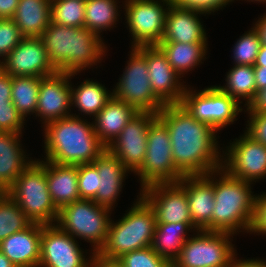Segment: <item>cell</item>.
<instances>
[{
  "label": "cell",
  "instance_id": "816d5d0a",
  "mask_svg": "<svg viewBox=\"0 0 266 267\" xmlns=\"http://www.w3.org/2000/svg\"><path fill=\"white\" fill-rule=\"evenodd\" d=\"M94 267H122L116 261L95 260Z\"/></svg>",
  "mask_w": 266,
  "mask_h": 267
},
{
  "label": "cell",
  "instance_id": "7402d4cb",
  "mask_svg": "<svg viewBox=\"0 0 266 267\" xmlns=\"http://www.w3.org/2000/svg\"><path fill=\"white\" fill-rule=\"evenodd\" d=\"M93 164L97 167L100 175L99 189L93 201L112 210L124 185V177L130 171L107 148Z\"/></svg>",
  "mask_w": 266,
  "mask_h": 267
},
{
  "label": "cell",
  "instance_id": "f35d334b",
  "mask_svg": "<svg viewBox=\"0 0 266 267\" xmlns=\"http://www.w3.org/2000/svg\"><path fill=\"white\" fill-rule=\"evenodd\" d=\"M24 38L12 19H0V57L3 60Z\"/></svg>",
  "mask_w": 266,
  "mask_h": 267
},
{
  "label": "cell",
  "instance_id": "e575fe53",
  "mask_svg": "<svg viewBox=\"0 0 266 267\" xmlns=\"http://www.w3.org/2000/svg\"><path fill=\"white\" fill-rule=\"evenodd\" d=\"M85 0H51V22L83 28Z\"/></svg>",
  "mask_w": 266,
  "mask_h": 267
},
{
  "label": "cell",
  "instance_id": "30bf717a",
  "mask_svg": "<svg viewBox=\"0 0 266 267\" xmlns=\"http://www.w3.org/2000/svg\"><path fill=\"white\" fill-rule=\"evenodd\" d=\"M196 233L189 236L172 267H228L236 253L231 241L234 235L205 230Z\"/></svg>",
  "mask_w": 266,
  "mask_h": 267
},
{
  "label": "cell",
  "instance_id": "f1b7e54d",
  "mask_svg": "<svg viewBox=\"0 0 266 267\" xmlns=\"http://www.w3.org/2000/svg\"><path fill=\"white\" fill-rule=\"evenodd\" d=\"M207 44V42H159L157 46L166 55L171 67L181 77H184L183 75L192 71L206 58Z\"/></svg>",
  "mask_w": 266,
  "mask_h": 267
},
{
  "label": "cell",
  "instance_id": "1f68e13d",
  "mask_svg": "<svg viewBox=\"0 0 266 267\" xmlns=\"http://www.w3.org/2000/svg\"><path fill=\"white\" fill-rule=\"evenodd\" d=\"M117 0H85L84 27L101 36L102 31L113 29L119 21Z\"/></svg>",
  "mask_w": 266,
  "mask_h": 267
},
{
  "label": "cell",
  "instance_id": "7dc6e473",
  "mask_svg": "<svg viewBox=\"0 0 266 267\" xmlns=\"http://www.w3.org/2000/svg\"><path fill=\"white\" fill-rule=\"evenodd\" d=\"M246 111H265L266 112V88L257 92L256 98L246 108Z\"/></svg>",
  "mask_w": 266,
  "mask_h": 267
},
{
  "label": "cell",
  "instance_id": "277c9868",
  "mask_svg": "<svg viewBox=\"0 0 266 267\" xmlns=\"http://www.w3.org/2000/svg\"><path fill=\"white\" fill-rule=\"evenodd\" d=\"M214 180L212 231L233 235L243 230L249 233L257 198L251 190L253 183L234 178L223 168L214 171Z\"/></svg>",
  "mask_w": 266,
  "mask_h": 267
},
{
  "label": "cell",
  "instance_id": "ac0fdd59",
  "mask_svg": "<svg viewBox=\"0 0 266 267\" xmlns=\"http://www.w3.org/2000/svg\"><path fill=\"white\" fill-rule=\"evenodd\" d=\"M145 58L149 81L154 94L166 104H180L187 85L171 67L166 55L157 45L135 47Z\"/></svg>",
  "mask_w": 266,
  "mask_h": 267
},
{
  "label": "cell",
  "instance_id": "9a60e30c",
  "mask_svg": "<svg viewBox=\"0 0 266 267\" xmlns=\"http://www.w3.org/2000/svg\"><path fill=\"white\" fill-rule=\"evenodd\" d=\"M156 117V113L139 112L107 147L130 172L135 173L145 160L149 125Z\"/></svg>",
  "mask_w": 266,
  "mask_h": 267
},
{
  "label": "cell",
  "instance_id": "4316f807",
  "mask_svg": "<svg viewBox=\"0 0 266 267\" xmlns=\"http://www.w3.org/2000/svg\"><path fill=\"white\" fill-rule=\"evenodd\" d=\"M11 19L25 37H40L51 23V0H19Z\"/></svg>",
  "mask_w": 266,
  "mask_h": 267
},
{
  "label": "cell",
  "instance_id": "83f0119b",
  "mask_svg": "<svg viewBox=\"0 0 266 267\" xmlns=\"http://www.w3.org/2000/svg\"><path fill=\"white\" fill-rule=\"evenodd\" d=\"M192 228L187 223H156L152 249L171 264L178 258ZM188 231V232H187Z\"/></svg>",
  "mask_w": 266,
  "mask_h": 267
},
{
  "label": "cell",
  "instance_id": "44dd1931",
  "mask_svg": "<svg viewBox=\"0 0 266 267\" xmlns=\"http://www.w3.org/2000/svg\"><path fill=\"white\" fill-rule=\"evenodd\" d=\"M203 14L206 15L197 10L171 4L166 15L164 36L160 42H208L205 28L199 20Z\"/></svg>",
  "mask_w": 266,
  "mask_h": 267
},
{
  "label": "cell",
  "instance_id": "ba28073f",
  "mask_svg": "<svg viewBox=\"0 0 266 267\" xmlns=\"http://www.w3.org/2000/svg\"><path fill=\"white\" fill-rule=\"evenodd\" d=\"M146 156L135 172L144 189L153 184L177 183L184 175L176 168L167 126L156 117L149 125Z\"/></svg>",
  "mask_w": 266,
  "mask_h": 267
},
{
  "label": "cell",
  "instance_id": "484cf974",
  "mask_svg": "<svg viewBox=\"0 0 266 267\" xmlns=\"http://www.w3.org/2000/svg\"><path fill=\"white\" fill-rule=\"evenodd\" d=\"M21 136L20 133L0 132V187L4 191L34 161L26 157L20 144Z\"/></svg>",
  "mask_w": 266,
  "mask_h": 267
},
{
  "label": "cell",
  "instance_id": "74e56055",
  "mask_svg": "<svg viewBox=\"0 0 266 267\" xmlns=\"http://www.w3.org/2000/svg\"><path fill=\"white\" fill-rule=\"evenodd\" d=\"M78 190L80 199L94 200L99 189L97 167L93 163L77 165Z\"/></svg>",
  "mask_w": 266,
  "mask_h": 267
},
{
  "label": "cell",
  "instance_id": "d6a6232c",
  "mask_svg": "<svg viewBox=\"0 0 266 267\" xmlns=\"http://www.w3.org/2000/svg\"><path fill=\"white\" fill-rule=\"evenodd\" d=\"M41 79L42 77L11 76V101L25 120L30 114L36 115Z\"/></svg>",
  "mask_w": 266,
  "mask_h": 267
},
{
  "label": "cell",
  "instance_id": "3957f363",
  "mask_svg": "<svg viewBox=\"0 0 266 267\" xmlns=\"http://www.w3.org/2000/svg\"><path fill=\"white\" fill-rule=\"evenodd\" d=\"M43 127L47 161L68 165L93 163L106 149L96 135L93 123L79 115L72 114Z\"/></svg>",
  "mask_w": 266,
  "mask_h": 267
},
{
  "label": "cell",
  "instance_id": "f6af8a7d",
  "mask_svg": "<svg viewBox=\"0 0 266 267\" xmlns=\"http://www.w3.org/2000/svg\"><path fill=\"white\" fill-rule=\"evenodd\" d=\"M237 254L235 253L228 265V267H266V261H263L262 259H238L237 260Z\"/></svg>",
  "mask_w": 266,
  "mask_h": 267
},
{
  "label": "cell",
  "instance_id": "7bdbcfd3",
  "mask_svg": "<svg viewBox=\"0 0 266 267\" xmlns=\"http://www.w3.org/2000/svg\"><path fill=\"white\" fill-rule=\"evenodd\" d=\"M249 233L266 235V193L257 195L253 221Z\"/></svg>",
  "mask_w": 266,
  "mask_h": 267
},
{
  "label": "cell",
  "instance_id": "f907efd6",
  "mask_svg": "<svg viewBox=\"0 0 266 267\" xmlns=\"http://www.w3.org/2000/svg\"><path fill=\"white\" fill-rule=\"evenodd\" d=\"M253 66H265L266 67V45L262 44L257 54L255 64Z\"/></svg>",
  "mask_w": 266,
  "mask_h": 267
},
{
  "label": "cell",
  "instance_id": "5b68a950",
  "mask_svg": "<svg viewBox=\"0 0 266 267\" xmlns=\"http://www.w3.org/2000/svg\"><path fill=\"white\" fill-rule=\"evenodd\" d=\"M127 214L116 223L109 222L104 246L95 260L117 261L124 254L152 245L156 217L148 202L139 194Z\"/></svg>",
  "mask_w": 266,
  "mask_h": 267
},
{
  "label": "cell",
  "instance_id": "e0dca14e",
  "mask_svg": "<svg viewBox=\"0 0 266 267\" xmlns=\"http://www.w3.org/2000/svg\"><path fill=\"white\" fill-rule=\"evenodd\" d=\"M0 67L10 76L46 77L58 72L40 37H25L4 60L0 59Z\"/></svg>",
  "mask_w": 266,
  "mask_h": 267
},
{
  "label": "cell",
  "instance_id": "b9f144b4",
  "mask_svg": "<svg viewBox=\"0 0 266 267\" xmlns=\"http://www.w3.org/2000/svg\"><path fill=\"white\" fill-rule=\"evenodd\" d=\"M249 120L245 131L255 141L266 146V112L248 111Z\"/></svg>",
  "mask_w": 266,
  "mask_h": 267
},
{
  "label": "cell",
  "instance_id": "6da1fadb",
  "mask_svg": "<svg viewBox=\"0 0 266 267\" xmlns=\"http://www.w3.org/2000/svg\"><path fill=\"white\" fill-rule=\"evenodd\" d=\"M157 117L167 126L172 158L184 176L206 175L222 168L223 155L212 126L195 119L181 104H166Z\"/></svg>",
  "mask_w": 266,
  "mask_h": 267
},
{
  "label": "cell",
  "instance_id": "d6986e66",
  "mask_svg": "<svg viewBox=\"0 0 266 267\" xmlns=\"http://www.w3.org/2000/svg\"><path fill=\"white\" fill-rule=\"evenodd\" d=\"M77 73L57 72L42 77L37 100L36 117L40 116L42 124L66 118L71 112V77Z\"/></svg>",
  "mask_w": 266,
  "mask_h": 267
},
{
  "label": "cell",
  "instance_id": "7c38bea8",
  "mask_svg": "<svg viewBox=\"0 0 266 267\" xmlns=\"http://www.w3.org/2000/svg\"><path fill=\"white\" fill-rule=\"evenodd\" d=\"M124 3L126 23L133 40L131 46L157 45L164 36L170 0H125Z\"/></svg>",
  "mask_w": 266,
  "mask_h": 267
},
{
  "label": "cell",
  "instance_id": "8992f818",
  "mask_svg": "<svg viewBox=\"0 0 266 267\" xmlns=\"http://www.w3.org/2000/svg\"><path fill=\"white\" fill-rule=\"evenodd\" d=\"M5 193L17 203L32 223L56 224L59 210L51 200L48 190L45 159H34Z\"/></svg>",
  "mask_w": 266,
  "mask_h": 267
},
{
  "label": "cell",
  "instance_id": "c3c4849f",
  "mask_svg": "<svg viewBox=\"0 0 266 267\" xmlns=\"http://www.w3.org/2000/svg\"><path fill=\"white\" fill-rule=\"evenodd\" d=\"M255 84L257 92L266 88V67L254 66Z\"/></svg>",
  "mask_w": 266,
  "mask_h": 267
},
{
  "label": "cell",
  "instance_id": "9c48e42d",
  "mask_svg": "<svg viewBox=\"0 0 266 267\" xmlns=\"http://www.w3.org/2000/svg\"><path fill=\"white\" fill-rule=\"evenodd\" d=\"M121 76L112 90L115 99L135 107L139 112L157 114L165 106L152 91L146 58L135 47H131Z\"/></svg>",
  "mask_w": 266,
  "mask_h": 267
},
{
  "label": "cell",
  "instance_id": "d590c367",
  "mask_svg": "<svg viewBox=\"0 0 266 267\" xmlns=\"http://www.w3.org/2000/svg\"><path fill=\"white\" fill-rule=\"evenodd\" d=\"M240 37L233 49L234 64L253 66L262 45L259 33L255 27H252Z\"/></svg>",
  "mask_w": 266,
  "mask_h": 267
},
{
  "label": "cell",
  "instance_id": "d4e9b609",
  "mask_svg": "<svg viewBox=\"0 0 266 267\" xmlns=\"http://www.w3.org/2000/svg\"><path fill=\"white\" fill-rule=\"evenodd\" d=\"M46 180L51 200L58 210L80 199L77 165L46 160Z\"/></svg>",
  "mask_w": 266,
  "mask_h": 267
},
{
  "label": "cell",
  "instance_id": "f5cc1de1",
  "mask_svg": "<svg viewBox=\"0 0 266 267\" xmlns=\"http://www.w3.org/2000/svg\"><path fill=\"white\" fill-rule=\"evenodd\" d=\"M0 267H16L0 250Z\"/></svg>",
  "mask_w": 266,
  "mask_h": 267
},
{
  "label": "cell",
  "instance_id": "cb8c5ba5",
  "mask_svg": "<svg viewBox=\"0 0 266 267\" xmlns=\"http://www.w3.org/2000/svg\"><path fill=\"white\" fill-rule=\"evenodd\" d=\"M138 113L139 111L135 107L112 96L92 121L100 142L107 148Z\"/></svg>",
  "mask_w": 266,
  "mask_h": 267
},
{
  "label": "cell",
  "instance_id": "5bb4252c",
  "mask_svg": "<svg viewBox=\"0 0 266 267\" xmlns=\"http://www.w3.org/2000/svg\"><path fill=\"white\" fill-rule=\"evenodd\" d=\"M234 140L222 153V168L230 176L251 183L266 178V146L246 132Z\"/></svg>",
  "mask_w": 266,
  "mask_h": 267
},
{
  "label": "cell",
  "instance_id": "ee69618b",
  "mask_svg": "<svg viewBox=\"0 0 266 267\" xmlns=\"http://www.w3.org/2000/svg\"><path fill=\"white\" fill-rule=\"evenodd\" d=\"M11 76L0 67V104H10L11 101Z\"/></svg>",
  "mask_w": 266,
  "mask_h": 267
},
{
  "label": "cell",
  "instance_id": "52a82bcc",
  "mask_svg": "<svg viewBox=\"0 0 266 267\" xmlns=\"http://www.w3.org/2000/svg\"><path fill=\"white\" fill-rule=\"evenodd\" d=\"M111 211L93 200L79 199L59 210L56 224L74 239L92 243L91 253L96 255L105 244Z\"/></svg>",
  "mask_w": 266,
  "mask_h": 267
},
{
  "label": "cell",
  "instance_id": "8fae6325",
  "mask_svg": "<svg viewBox=\"0 0 266 267\" xmlns=\"http://www.w3.org/2000/svg\"><path fill=\"white\" fill-rule=\"evenodd\" d=\"M195 119L212 126L217 132L236 121L244 109L233 97L211 86L196 92L186 87L180 103Z\"/></svg>",
  "mask_w": 266,
  "mask_h": 267
},
{
  "label": "cell",
  "instance_id": "f546056e",
  "mask_svg": "<svg viewBox=\"0 0 266 267\" xmlns=\"http://www.w3.org/2000/svg\"><path fill=\"white\" fill-rule=\"evenodd\" d=\"M97 81L85 79L77 88L71 85V106L94 118L112 98L113 93Z\"/></svg>",
  "mask_w": 266,
  "mask_h": 267
},
{
  "label": "cell",
  "instance_id": "681fc988",
  "mask_svg": "<svg viewBox=\"0 0 266 267\" xmlns=\"http://www.w3.org/2000/svg\"><path fill=\"white\" fill-rule=\"evenodd\" d=\"M254 27L259 33L260 40L262 44L266 45V14L262 15L257 22H255Z\"/></svg>",
  "mask_w": 266,
  "mask_h": 267
},
{
  "label": "cell",
  "instance_id": "603a6c76",
  "mask_svg": "<svg viewBox=\"0 0 266 267\" xmlns=\"http://www.w3.org/2000/svg\"><path fill=\"white\" fill-rule=\"evenodd\" d=\"M41 224L32 223L0 242L1 252L16 267H39Z\"/></svg>",
  "mask_w": 266,
  "mask_h": 267
},
{
  "label": "cell",
  "instance_id": "4fadbf2b",
  "mask_svg": "<svg viewBox=\"0 0 266 267\" xmlns=\"http://www.w3.org/2000/svg\"><path fill=\"white\" fill-rule=\"evenodd\" d=\"M79 246L57 224L41 225L39 267H94L95 254L86 258Z\"/></svg>",
  "mask_w": 266,
  "mask_h": 267
},
{
  "label": "cell",
  "instance_id": "4dcf8cb0",
  "mask_svg": "<svg viewBox=\"0 0 266 267\" xmlns=\"http://www.w3.org/2000/svg\"><path fill=\"white\" fill-rule=\"evenodd\" d=\"M225 81V86L219 85L217 87L222 92L233 97L240 104L242 103L240 99L245 100L246 104L244 106L246 108L249 107L257 95L254 66L234 65L227 72Z\"/></svg>",
  "mask_w": 266,
  "mask_h": 267
},
{
  "label": "cell",
  "instance_id": "11a10c76",
  "mask_svg": "<svg viewBox=\"0 0 266 267\" xmlns=\"http://www.w3.org/2000/svg\"><path fill=\"white\" fill-rule=\"evenodd\" d=\"M5 191L0 187V196L4 193Z\"/></svg>",
  "mask_w": 266,
  "mask_h": 267
},
{
  "label": "cell",
  "instance_id": "8d00e7d4",
  "mask_svg": "<svg viewBox=\"0 0 266 267\" xmlns=\"http://www.w3.org/2000/svg\"><path fill=\"white\" fill-rule=\"evenodd\" d=\"M116 262L122 267H172V264L160 257L151 246L130 251Z\"/></svg>",
  "mask_w": 266,
  "mask_h": 267
},
{
  "label": "cell",
  "instance_id": "7a4b0ae2",
  "mask_svg": "<svg viewBox=\"0 0 266 267\" xmlns=\"http://www.w3.org/2000/svg\"><path fill=\"white\" fill-rule=\"evenodd\" d=\"M52 65L65 73H80L97 65L106 55L102 38L87 28L51 22L40 36ZM97 63V64H96Z\"/></svg>",
  "mask_w": 266,
  "mask_h": 267
},
{
  "label": "cell",
  "instance_id": "bcb514c9",
  "mask_svg": "<svg viewBox=\"0 0 266 267\" xmlns=\"http://www.w3.org/2000/svg\"><path fill=\"white\" fill-rule=\"evenodd\" d=\"M19 0H0V19H11L17 9Z\"/></svg>",
  "mask_w": 266,
  "mask_h": 267
},
{
  "label": "cell",
  "instance_id": "db71d44e",
  "mask_svg": "<svg viewBox=\"0 0 266 267\" xmlns=\"http://www.w3.org/2000/svg\"><path fill=\"white\" fill-rule=\"evenodd\" d=\"M247 1H249V2H250V1H251V2H252V1H253V2L256 1V2H258V3H259V2H260V3H261V2H263V3L265 2V3H266V0H247Z\"/></svg>",
  "mask_w": 266,
  "mask_h": 267
},
{
  "label": "cell",
  "instance_id": "60d3db41",
  "mask_svg": "<svg viewBox=\"0 0 266 267\" xmlns=\"http://www.w3.org/2000/svg\"><path fill=\"white\" fill-rule=\"evenodd\" d=\"M232 1L234 0H170L175 6L197 10L207 15L223 9Z\"/></svg>",
  "mask_w": 266,
  "mask_h": 267
},
{
  "label": "cell",
  "instance_id": "2e32d148",
  "mask_svg": "<svg viewBox=\"0 0 266 267\" xmlns=\"http://www.w3.org/2000/svg\"><path fill=\"white\" fill-rule=\"evenodd\" d=\"M155 212L156 223H187L193 231L199 229L193 224L185 190L178 183L153 184L139 193Z\"/></svg>",
  "mask_w": 266,
  "mask_h": 267
},
{
  "label": "cell",
  "instance_id": "ab89813d",
  "mask_svg": "<svg viewBox=\"0 0 266 267\" xmlns=\"http://www.w3.org/2000/svg\"><path fill=\"white\" fill-rule=\"evenodd\" d=\"M24 123L25 119L12 102L10 104H0V132L22 134Z\"/></svg>",
  "mask_w": 266,
  "mask_h": 267
},
{
  "label": "cell",
  "instance_id": "836d02e7",
  "mask_svg": "<svg viewBox=\"0 0 266 267\" xmlns=\"http://www.w3.org/2000/svg\"><path fill=\"white\" fill-rule=\"evenodd\" d=\"M31 224L32 222L24 211L4 192L0 196V242L13 233L26 229Z\"/></svg>",
  "mask_w": 266,
  "mask_h": 267
},
{
  "label": "cell",
  "instance_id": "ffe728a7",
  "mask_svg": "<svg viewBox=\"0 0 266 267\" xmlns=\"http://www.w3.org/2000/svg\"><path fill=\"white\" fill-rule=\"evenodd\" d=\"M177 183L186 192L193 224L199 230L212 231L214 171L206 175L184 176Z\"/></svg>",
  "mask_w": 266,
  "mask_h": 267
}]
</instances>
